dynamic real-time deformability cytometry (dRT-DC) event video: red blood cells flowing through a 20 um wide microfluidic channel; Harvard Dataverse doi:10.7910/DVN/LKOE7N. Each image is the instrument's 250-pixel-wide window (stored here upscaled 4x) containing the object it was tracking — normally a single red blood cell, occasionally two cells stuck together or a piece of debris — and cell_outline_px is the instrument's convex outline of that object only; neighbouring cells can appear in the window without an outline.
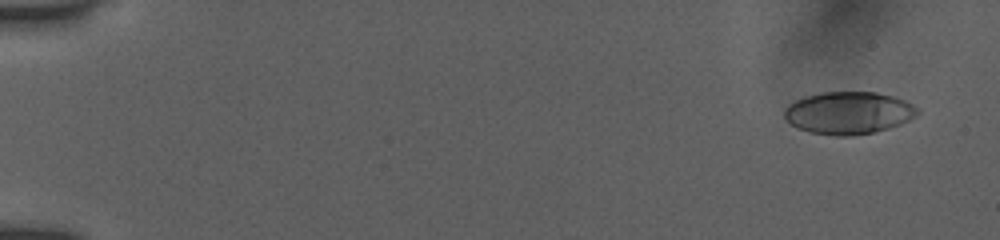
{"species": "human", "species_latin": "Homo sapiens", "temperature_condition": "room temperature", "stored_images_in_passage": 51, "camera_frame_rate_fps": 3000, "um_per_image_px": 0.085, "donor": {"sex": "female"}, "frame": {"image": 1, "passage_image": 1, "time_ms": 0.0, "image_size_px": [1000, 240], "cell_outline_px": [[920, 112], [916, 116], [900, 124], [888, 128], [872, 132], [852, 136], [836, 136], [812, 132], [796, 128], [784, 116], [784, 108], [788, 104], [796, 100], [808, 96], [824, 92], [876, 92], [892, 96], [904, 100], [920, 108]], "centroid_in_image_um": [72.14, 9.59], "position_along_channel_um": 12.9, "area_um2": 32.77}}
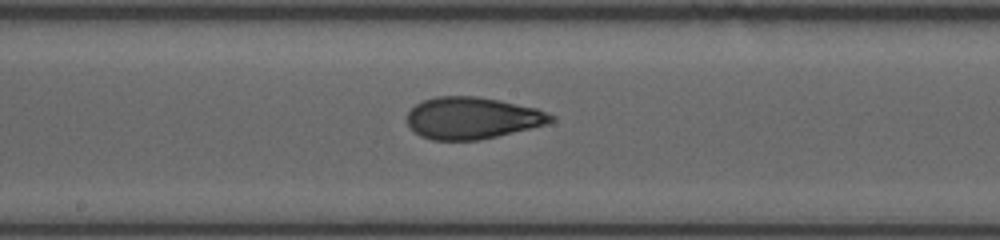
{"frame": {"image": 2, "passage_image": 28, "time_ms": 9.0, "image_size_px": [1000, 240], "cell_outline_px": [[556, 120], [548, 124], [480, 140], [432, 140], [420, 136], [412, 132], [408, 124], [408, 112], [416, 104], [424, 100], [436, 96], [476, 96], [500, 100], [536, 108], [548, 112], [556, 116]], "centroid_in_image_um": [40.16, 10.03], "position_along_channel_um": 208.0, "area_um2": 35.32}}
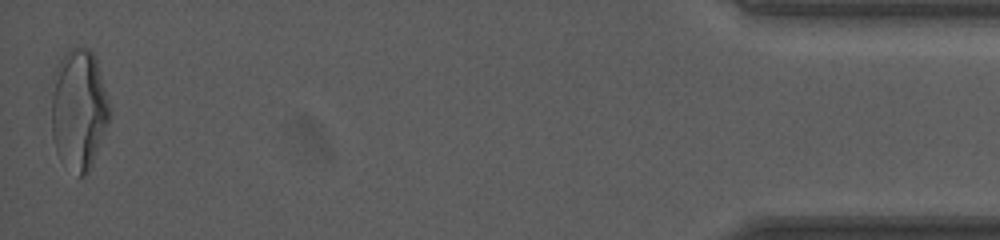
{"frame": {"image": 3, "passage_image": 51, "time_ms": 16.667, "image_size_px": [1000, 240], "cell_outline_px": [[108, 120], [92, 164], [88, 172], [84, 176], [80, 176], [60, 160], [56, 152], [52, 136], [52, 72], [56, 56], [68, 48], [88, 48], [92, 52], [96, 60], [108, 104]], "centroid_in_image_um": [6.61, 9.23], "position_along_channel_um": 428.6, "area_um2": 40.86}, "authors_computed_cell_mechanics": {"area_um2": 34.5644, "velocity_mm_per_s": 3.9267, "shape_relaxation_time_tau1_ms": 7.0152, "shape_relaxation_time_tau2_ms": 1.3607, "deformation_change_tau1": 0.2255, "deformation_change_tau2": 0.0831}}